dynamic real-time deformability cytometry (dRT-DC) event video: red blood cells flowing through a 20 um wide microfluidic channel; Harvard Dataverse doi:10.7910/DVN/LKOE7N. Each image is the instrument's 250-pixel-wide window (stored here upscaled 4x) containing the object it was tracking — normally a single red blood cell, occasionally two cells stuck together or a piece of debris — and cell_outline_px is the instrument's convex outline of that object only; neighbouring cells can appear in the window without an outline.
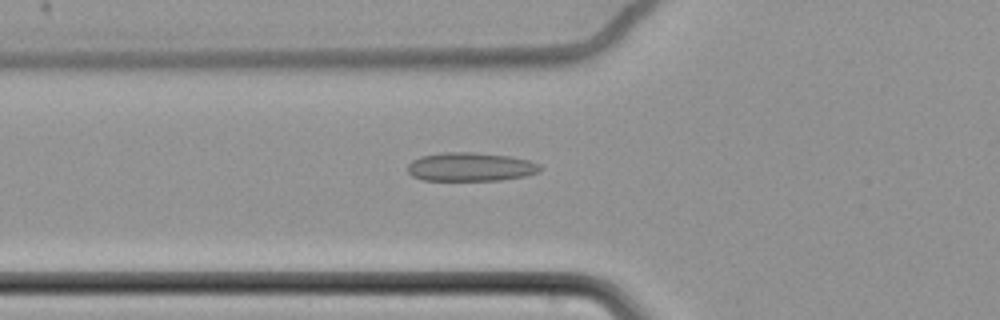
{"species": "common noctule bat (a hibernating species)", "species_latin": "Nyctalus noctula", "temperature_condition": "cold", "stored_images_in_passage": 61, "camera_frame_rate_fps": 3000, "um_per_image_px": 0.085, "animal": {"sex": "female", "body_mass_g": 22.7, "forearm_length_mm": 54.2}, "frame": {"image": 1, "passage_image": 24, "time_ms": 7.667, "image_size_px": [1000, 320], "cell_outline_px": [[540, 172], [524, 176], [500, 180], [420, 180], [412, 176], [408, 172], [408, 164], [412, 160], [420, 156], [444, 152], [472, 152], [508, 156], [528, 160], [540, 164]], "centroid_in_image_um": [39.96, 14.18], "position_along_channel_um": 85.8, "area_um2": 22.14}}
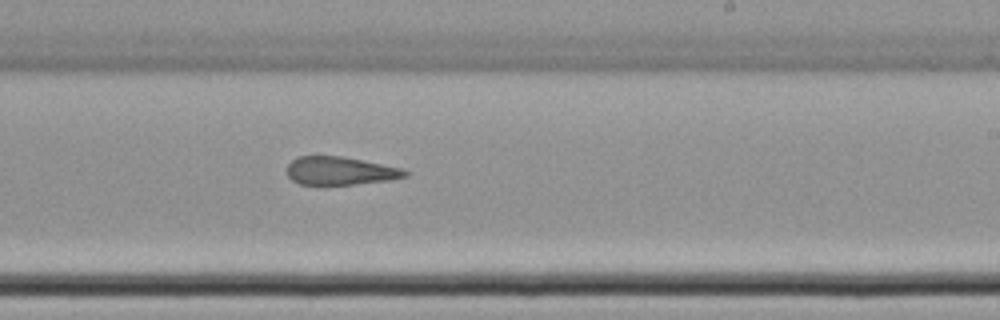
{"frame": {"image": 2, "passage_image": 39, "time_ms": 12.667, "image_size_px": [1000, 320], "cell_outline_px": [[408, 176], [388, 180], [324, 188], [300, 184], [292, 180], [288, 176], [288, 164], [296, 156], [340, 156], [404, 168], [408, 172]], "centroid_in_image_um": [28.88, 14.56], "position_along_channel_um": 260.1, "area_um2": 20.06}}
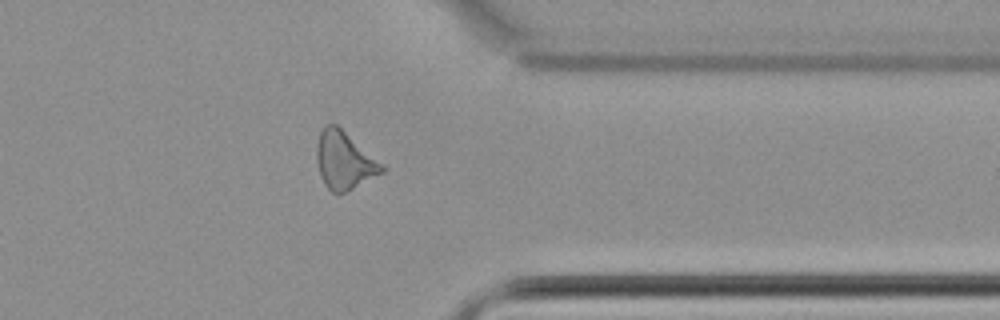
{"frame": {"image": 3, "passage_image": 50, "time_ms": 16.333, "image_size_px": [1000, 320], "cell_outline_px": [[384, 172], [344, 192], [332, 192], [324, 184], [320, 176], [316, 160], [316, 144], [320, 132], [324, 124], [336, 124], [384, 164]], "centroid_in_image_um": [29.24, 13.61], "position_along_channel_um": 382.2, "area_um2": 21.79}, "authors_computed_cell_mechanics": {"area_um2": 21.8484, "velocity_mm_per_s": 3.492, "shape_relaxation_time_tau1_ms": null, "shape_relaxation_time_tau2_ms": 9.0155, "deformation_change_tau1": null, "deformation_change_tau2": 0.1863}}